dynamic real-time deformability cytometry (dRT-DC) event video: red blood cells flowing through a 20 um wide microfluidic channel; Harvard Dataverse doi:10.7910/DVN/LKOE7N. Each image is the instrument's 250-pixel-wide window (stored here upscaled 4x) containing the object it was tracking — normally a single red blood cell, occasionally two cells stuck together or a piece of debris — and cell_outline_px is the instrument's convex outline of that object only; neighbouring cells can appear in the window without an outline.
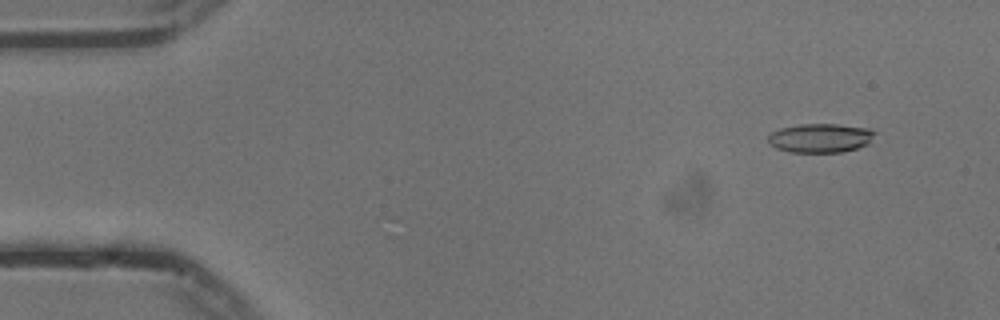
{"species": "common noctule bat (a hibernating species)", "species_latin": "Nyctalus noctula", "temperature_condition": "cold", "stored_images_in_passage": 51, "camera_frame_rate_fps": 3000, "um_per_image_px": 0.085, "animal": {"sex": "male", "body_mass_g": 13.3}, "frame": {"image": 1, "passage_image": 1, "time_ms": 0.0, "image_size_px": [1000, 320], "cell_outline_px": [[876, 132], [868, 144], [856, 148], [840, 152], [788, 152], [776, 148], [768, 144], [768, 136], [772, 132], [780, 128], [800, 124], [836, 124], [868, 128]], "centroid_in_image_um": [69.7, 11.73], "position_along_channel_um": 15.3, "area_um2": 18.03}}
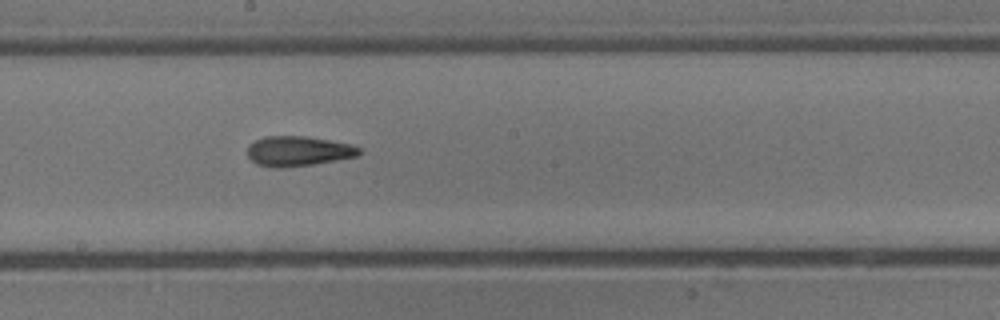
{"frame": {"image": 2, "passage_image": 26, "time_ms": 8.333, "image_size_px": [1000, 320], "cell_outline_px": [[364, 152], [356, 156], [336, 160], [312, 164], [280, 168], [272, 168], [256, 164], [248, 156], [248, 144], [264, 136], [304, 136], [352, 144], [360, 148]], "centroid_in_image_um": [25.34, 12.84], "position_along_channel_um": 222.9, "area_um2": 19.54}}
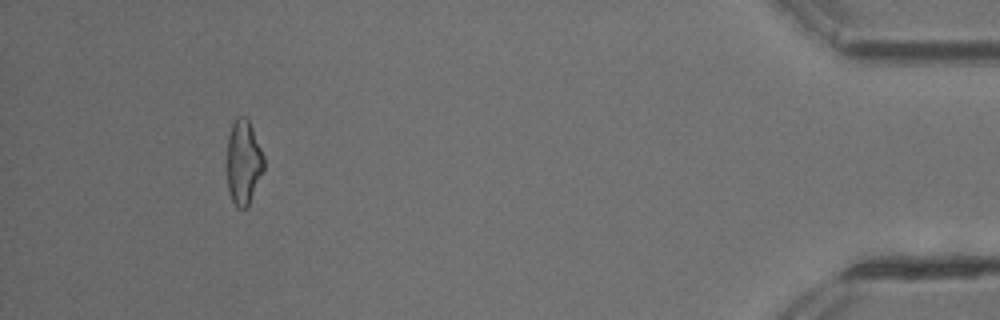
{"frame": {"image": 3, "passage_image": 47, "time_ms": 15.333, "image_size_px": [1000, 320], "cell_outline_px": [[264, 168], [248, 204], [244, 208], [236, 208], [228, 192], [228, 136], [232, 124], [236, 116], [244, 116], [248, 120], [252, 128], [264, 156]], "centroid_in_image_um": [20.69, 13.77], "position_along_channel_um": 414.5, "area_um2": 17.8}, "authors_computed_cell_mechanics": {"area_um2": 18.6694, "velocity_mm_per_s": 3.7566, "shape_relaxation_time_tau1_ms": 8.0546, "shape_relaxation_time_tau2_ms": 2.6631, "deformation_change_tau1": 0.2217, "deformation_change_tau2": 0.1236}}